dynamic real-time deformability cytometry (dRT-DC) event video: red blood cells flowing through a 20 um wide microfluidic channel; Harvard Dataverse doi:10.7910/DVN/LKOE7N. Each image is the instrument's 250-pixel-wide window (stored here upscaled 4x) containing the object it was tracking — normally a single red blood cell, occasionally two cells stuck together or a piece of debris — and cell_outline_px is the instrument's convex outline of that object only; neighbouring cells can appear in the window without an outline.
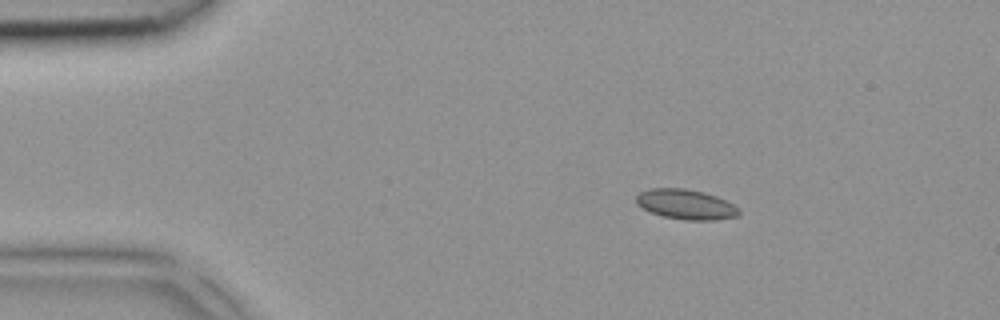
{"species": "common noctule bat (a hibernating species)", "species_latin": "Nyctalus noctula", "temperature_condition": "room temperature", "stored_images_in_passage": 4, "camera_frame_rate_fps": 3000, "um_per_image_px": 0.085, "animal": {"sex": "female", "body_mass_g": 18.4}, "frame": {"image": 1, "passage_image": 1, "time_ms": 0.0, "image_size_px": [1000, 320], "cell_outline_px": [[740, 212], [736, 216], [716, 220], [688, 220], [664, 216], [652, 212], [636, 204], [636, 196], [640, 192], [648, 188], [684, 188], [704, 192], [716, 196], [740, 208]], "centroid_in_image_um": [58.3, 17.36], "position_along_channel_um": 26.7, "area_um2": 17.8}}
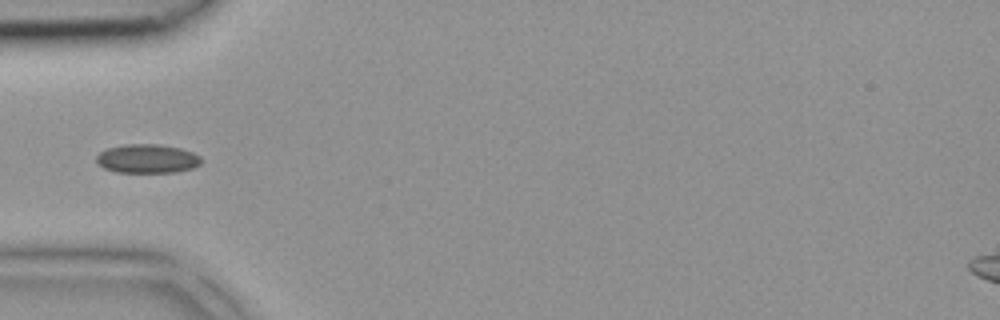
{"frame": {"image": 2, "passage_image": 3, "time_ms": 0.667, "image_size_px": [1000, 320], "cell_outline_px": [[200, 164], [192, 168], [176, 172], [116, 172], [104, 168], [96, 160], [96, 156], [100, 152], [108, 148], [124, 144], [160, 144], [180, 148], [192, 152], [200, 156]], "centroid_in_image_um": [12.51, 13.48], "position_along_channel_um": 72.5, "area_um2": 17.57}}